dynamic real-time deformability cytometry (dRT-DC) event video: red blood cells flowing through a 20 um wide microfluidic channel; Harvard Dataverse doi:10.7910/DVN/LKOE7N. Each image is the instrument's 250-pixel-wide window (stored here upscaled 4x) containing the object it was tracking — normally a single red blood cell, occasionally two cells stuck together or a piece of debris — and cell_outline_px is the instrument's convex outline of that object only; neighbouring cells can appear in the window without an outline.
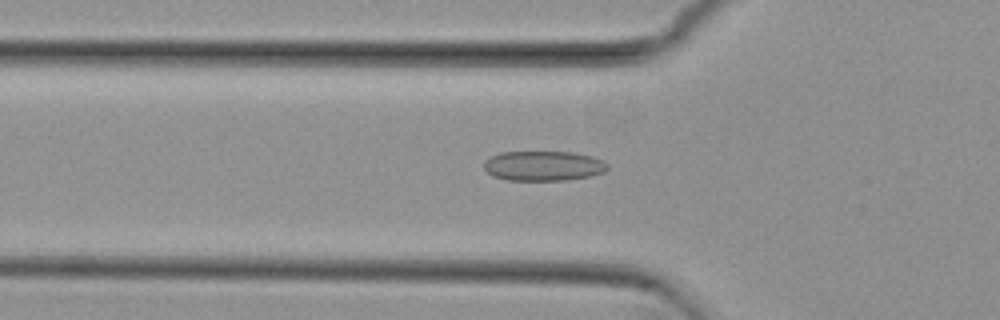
{"species": "common noctule bat (a hibernating species)", "species_latin": "Nyctalus noctula", "temperature_condition": "cold", "stored_images_in_passage": 39, "camera_frame_rate_fps": 3000, "um_per_image_px": 0.085, "animal": {"sex": "female", "body_mass_g": 29.2, "forearm_length_mm": 56.3}, "frame": {"image": 1, "passage_image": 3, "time_ms": 0.667, "image_size_px": [1000, 320], "cell_outline_px": [[608, 168], [604, 172], [592, 176], [568, 180], [508, 180], [492, 176], [484, 168], [484, 160], [500, 152], [572, 152], [592, 156], [608, 164]], "centroid_in_image_um": [46.19, 14.1], "position_along_channel_um": 79.6, "area_um2": 21.56}}
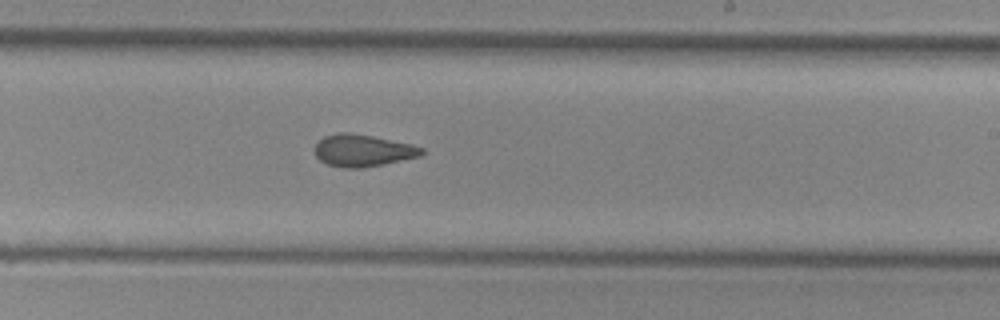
{"frame": {"image": 2, "passage_image": 17, "time_ms": 5.333, "image_size_px": [1000, 320], "cell_outline_px": [[424, 152], [420, 156], [384, 164], [364, 168], [344, 168], [328, 164], [320, 160], [316, 156], [316, 144], [324, 136], [340, 132], [348, 132], [372, 136], [412, 144], [424, 148]], "centroid_in_image_um": [30.86, 12.79], "position_along_channel_um": 258.1, "area_um2": 19.88}}
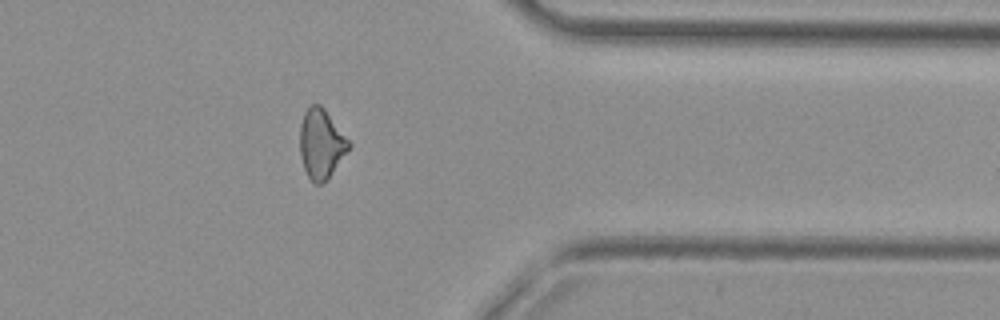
{"frame": {"image": 3, "passage_image": 28, "time_ms": 9.0, "image_size_px": [1000, 320], "cell_outline_px": [[352, 144], [332, 172], [320, 184], [316, 184], [308, 176], [304, 168], [300, 156], [300, 124], [304, 112], [312, 104], [320, 104], [324, 108]], "centroid_in_image_um": [27.28, 12.19], "position_along_channel_um": 384.1, "area_um2": 19.42}, "authors_computed_cell_mechanics": {"area_um2": 20.0566, "velocity_mm_per_s": 3.8107, "shape_relaxation_time_tau1_ms": null, "shape_relaxation_time_tau2_ms": 2.8889, "deformation_change_tau1": null, "deformation_change_tau2": 0.1017}}